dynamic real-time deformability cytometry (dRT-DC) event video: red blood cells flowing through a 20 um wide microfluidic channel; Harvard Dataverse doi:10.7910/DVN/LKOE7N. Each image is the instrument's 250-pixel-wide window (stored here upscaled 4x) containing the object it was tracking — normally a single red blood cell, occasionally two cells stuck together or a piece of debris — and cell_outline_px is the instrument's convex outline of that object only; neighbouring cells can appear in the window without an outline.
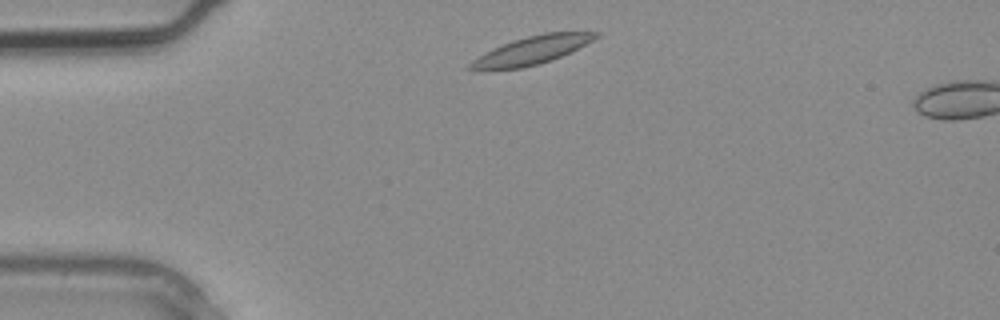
{"species": "common noctule bat (a hibernating species)", "species_latin": "Nyctalus noctula", "temperature_condition": "warm", "stored_images_in_passage": 2, "segment_of_instrument_passage": [1, 2], "camera_frame_rate_fps": 3000, "um_per_image_px": 0.085, "animal": {"sex": "male", "body_mass_g": 20.4}, "frame": {"image": 1, "passage_image": 1, "time_ms": 0.0, "image_size_px": [1000, 320], "cell_outline_px": [[600, 36], [552, 60], [520, 68], [484, 72], [480, 72], [464, 68], [472, 60], [484, 52], [512, 40], [544, 32], [600, 32]], "centroid_in_image_um": [45.05, 4.31], "position_along_channel_um": 40.0, "area_um2": 20.69}}